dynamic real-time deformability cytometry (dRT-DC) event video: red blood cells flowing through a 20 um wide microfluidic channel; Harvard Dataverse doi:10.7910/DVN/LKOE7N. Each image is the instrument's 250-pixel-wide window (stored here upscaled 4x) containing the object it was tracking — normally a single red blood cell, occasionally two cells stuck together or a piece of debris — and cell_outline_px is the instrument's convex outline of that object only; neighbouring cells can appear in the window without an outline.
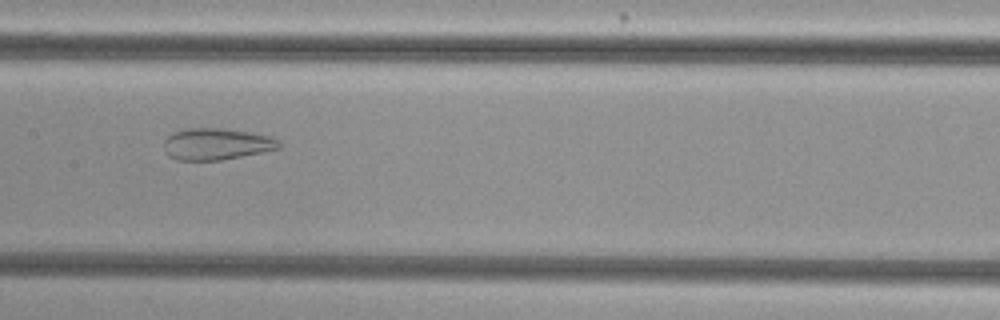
{"species": "common noctule bat (a hibernating species)", "species_latin": "Nyctalus noctula", "temperature_condition": "cold", "stored_images_in_passage": 40, "camera_frame_rate_fps": 3000, "um_per_image_px": 0.085, "animal": {"sex": "female", "body_mass_g": 29.2, "forearm_length_mm": 56.3}, "frame": {"image": 1, "passage_image": 14, "time_ms": 4.333, "image_size_px": [1000, 320], "cell_outline_px": [[280, 148], [220, 160], [176, 160], [168, 156], [164, 152], [164, 140], [168, 136], [184, 128], [220, 128], [248, 132], [268, 136], [280, 140]], "centroid_in_image_um": [18.35, 12.24], "position_along_channel_um": 189.1, "area_um2": 21.04}}
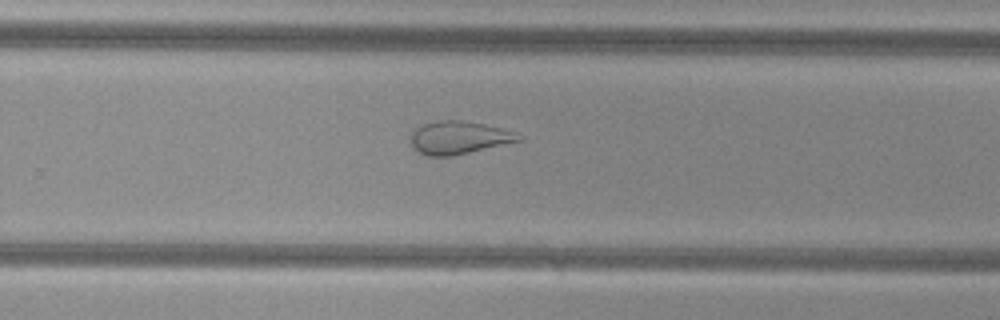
{"frame": {"image": 2, "passage_image": 22, "time_ms": 7.0, "image_size_px": [1000, 320], "cell_outline_px": [[524, 140], [452, 156], [428, 156], [412, 148], [408, 140], [412, 128], [436, 120], [460, 120], [484, 124], [516, 132], [524, 136]], "centroid_in_image_um": [38.97, 11.69], "position_along_channel_um": 290.8, "area_um2": 21.1}}
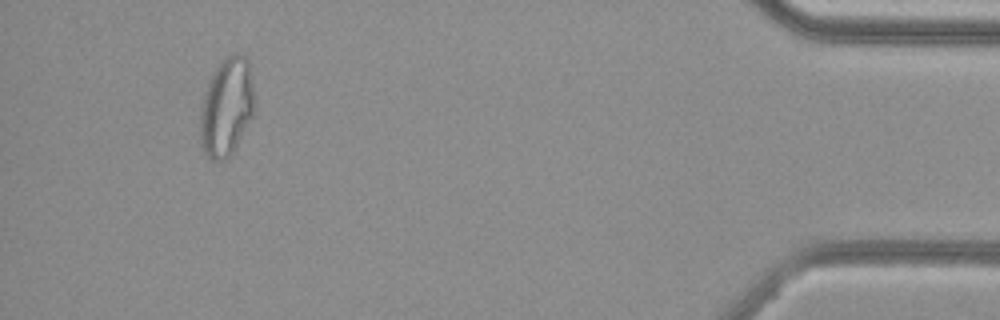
{"frame": {"image": 3, "passage_image": 37, "time_ms": 12.0, "image_size_px": [1000, 320], "cell_outline_px": [[256, 108], [252, 116], [232, 152], [224, 160], [212, 160], [204, 152], [200, 144], [200, 108], [204, 92], [208, 80], [212, 72], [220, 60], [224, 56], [232, 52], [240, 52], [248, 60], [252, 76]], "centroid_in_image_um": [19.26, 9.02], "position_along_channel_um": 415.9, "area_um2": 31.73}, "authors_computed_cell_mechanics": {"area_um2": 26.9348, "velocity_mm_per_s": 3.8261, "shape_relaxation_time_tau1_ms": null, "shape_relaxation_time_tau2_ms": 1.6401, "deformation_change_tau1": null, "deformation_change_tau2": 0.0899}}